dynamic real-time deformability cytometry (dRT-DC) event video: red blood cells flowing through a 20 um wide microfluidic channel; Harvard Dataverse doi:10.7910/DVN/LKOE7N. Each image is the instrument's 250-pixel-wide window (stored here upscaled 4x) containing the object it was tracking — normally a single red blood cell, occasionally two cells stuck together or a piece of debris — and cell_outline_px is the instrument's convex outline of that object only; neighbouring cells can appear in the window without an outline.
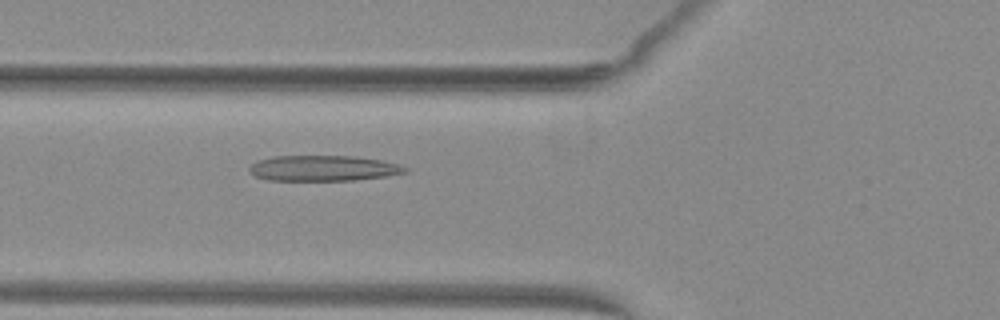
{"species": "common noctule bat (a hibernating species)", "species_latin": "Nyctalus noctula", "temperature_condition": "warm", "stored_images_in_passage": 52, "camera_frame_rate_fps": 3000, "um_per_image_px": 0.085, "animal": {"sex": "female", "body_mass_g": 29.2, "forearm_length_mm": 56.3}, "frame": {"image": 1, "passage_image": 21, "time_ms": 6.667, "image_size_px": [1000, 320], "cell_outline_px": [[408, 172], [388, 176], [352, 180], [268, 180], [256, 176], [248, 172], [248, 168], [256, 160], [272, 156], [352, 156], [380, 160], [400, 164], [408, 168]], "centroid_in_image_um": [27.47, 14.29], "position_along_channel_um": 98.3, "area_um2": 23.29}}
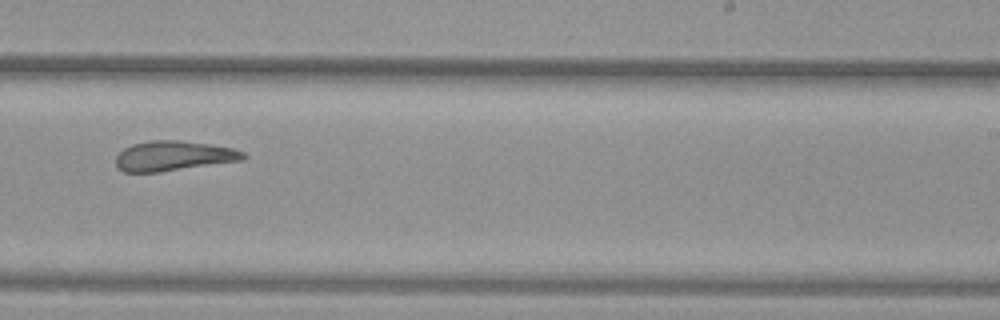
{"frame": {"image": 2, "passage_image": 34, "time_ms": 11.0, "image_size_px": [1000, 320], "cell_outline_px": [[248, 156], [244, 160], [160, 172], [124, 172], [116, 168], [116, 156], [124, 148], [132, 144], [152, 140], [176, 140], [208, 144], [232, 148], [244, 152]], "centroid_in_image_um": [14.74, 13.26], "position_along_channel_um": 274.3, "area_um2": 22.25}}
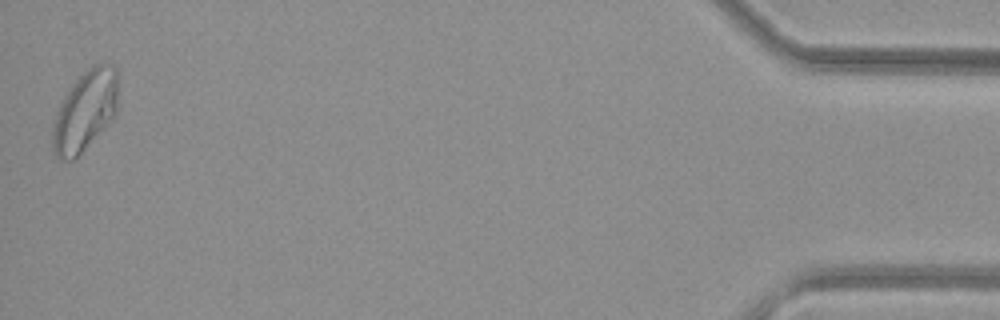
{"frame": {"image": 3, "passage_image": 52, "time_ms": 17.0, "image_size_px": [1000, 320], "cell_outline_px": [[116, 112], [108, 124], [72, 160], [60, 160], [52, 152], [52, 120], [64, 96], [72, 84], [92, 64], [104, 60], [112, 64], [116, 68]], "centroid_in_image_um": [7.19, 9.39], "position_along_channel_um": 428.0, "area_um2": 30.52}, "authors_computed_cell_mechanics": {"area_um2": 24.1893, "velocity_mm_per_s": 4.0618, "shape_relaxation_time_tau1_ms": 7.482, "shape_relaxation_time_tau2_ms": 1.8772, "deformation_change_tau1": 0.2203, "deformation_change_tau2": 0.1058}}